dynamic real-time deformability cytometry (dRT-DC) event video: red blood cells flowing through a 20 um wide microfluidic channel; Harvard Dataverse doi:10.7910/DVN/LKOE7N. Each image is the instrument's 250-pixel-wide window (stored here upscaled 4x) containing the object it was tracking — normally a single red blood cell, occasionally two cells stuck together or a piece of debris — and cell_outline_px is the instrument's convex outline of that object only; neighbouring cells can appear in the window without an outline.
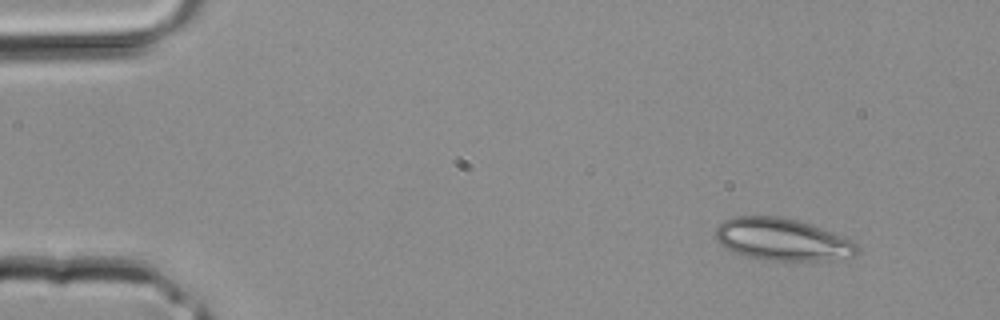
{"species": "common noctule bat (a hibernating species)", "species_latin": "Nyctalus noctula", "temperature_condition": "room temperature", "stored_images_in_passage": 3, "camera_frame_rate_fps": 3000, "um_per_image_px": 0.085, "animal": {"sex": "male", "body_mass_g": 20.4}, "frame": {"image": 1, "passage_image": 1, "time_ms": 0.0, "image_size_px": [1000, 320], "cell_outline_px": [[860, 252], [856, 256], [828, 260], [764, 260], [748, 256], [724, 248], [716, 240], [716, 228], [724, 220], [732, 216], [784, 216], [808, 224], [848, 240], [856, 244], [860, 248]], "centroid_in_image_um": [66.44, 20.36], "position_along_channel_um": 18.6, "area_um2": 34.39}}